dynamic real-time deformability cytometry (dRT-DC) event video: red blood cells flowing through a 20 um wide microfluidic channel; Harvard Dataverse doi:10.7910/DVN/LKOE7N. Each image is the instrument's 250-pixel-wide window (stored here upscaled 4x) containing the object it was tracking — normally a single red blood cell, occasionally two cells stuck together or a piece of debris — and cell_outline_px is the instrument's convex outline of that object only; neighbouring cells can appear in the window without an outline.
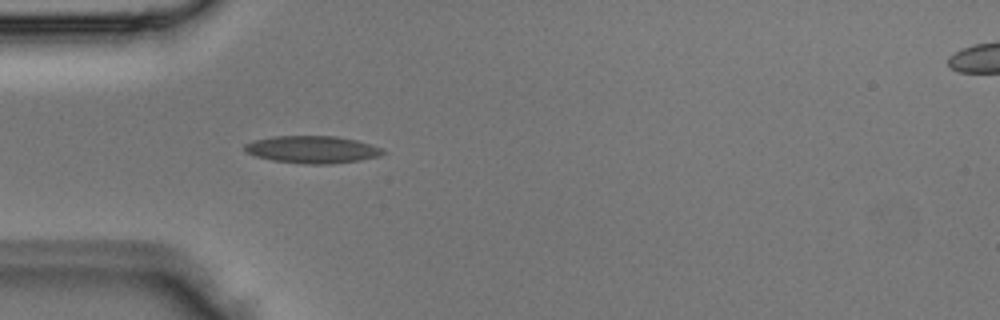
{"species": "Egyptian fruit bat (a non-hibernating species)", "species_latin": "Rousettus aegyptiacus", "temperature_condition": "room temperature", "stored_images_in_passage": 3, "segment_of_instrument_passage": [1, 2], "camera_frame_rate_fps": 3000, "um_per_image_px": 0.085, "animal": {"sex": "male"}, "frame": {"image": 1, "passage_image": 2, "time_ms": 0.333, "image_size_px": [1000, 320], "cell_outline_px": [[388, 152], [380, 156], [360, 160], [332, 164], [304, 164], [272, 160], [256, 156], [244, 152], [244, 144], [252, 140], [272, 136], [336, 136], [356, 140], [384, 148]], "centroid_in_image_um": [26.55, 12.71], "position_along_channel_um": 58.4, "area_um2": 22.31}}